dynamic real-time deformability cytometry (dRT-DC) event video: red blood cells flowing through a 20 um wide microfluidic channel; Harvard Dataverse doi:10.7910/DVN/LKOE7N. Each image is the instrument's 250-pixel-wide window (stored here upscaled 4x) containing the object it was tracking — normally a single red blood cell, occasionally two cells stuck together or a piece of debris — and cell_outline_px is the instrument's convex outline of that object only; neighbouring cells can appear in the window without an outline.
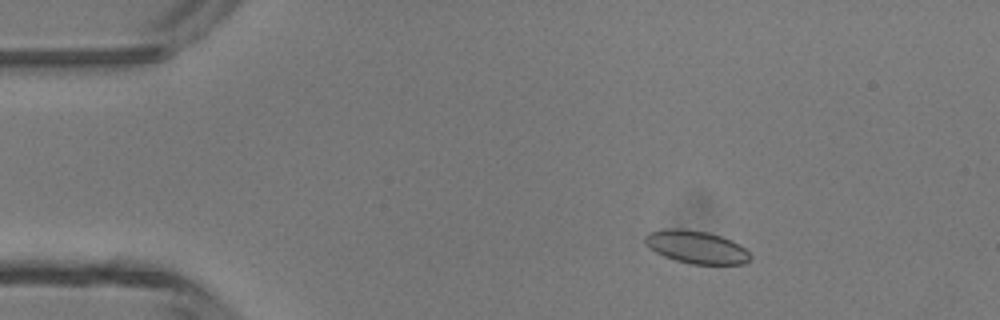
{"species": "common noctule bat (a hibernating species)", "species_latin": "Nyctalus noctula", "temperature_condition": "room temperature", "stored_images_in_passage": 47, "camera_frame_rate_fps": 3000, "um_per_image_px": 0.085, "animal": {"sex": "male", "body_mass_g": 13.3}, "frame": {"image": 1, "passage_image": 7, "time_ms": 2.0, "image_size_px": [1000, 320], "cell_outline_px": [[752, 256], [744, 264], [688, 264], [664, 256], [648, 248], [644, 244], [644, 236], [648, 232], [664, 228], [680, 228], [708, 232], [732, 240], [744, 248]], "centroid_in_image_um": [59.13, 20.99], "position_along_channel_um": 25.9, "area_um2": 20.29}}
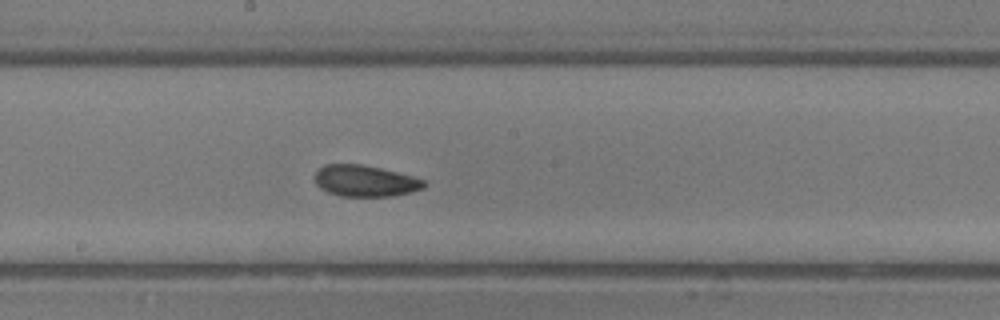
{"frame": {"image": 2, "passage_image": 25, "time_ms": 8.0, "image_size_px": [1000, 320], "cell_outline_px": [[428, 184], [424, 188], [412, 192], [392, 196], [340, 196], [328, 192], [320, 188], [316, 184], [316, 172], [324, 164], [360, 164], [380, 168], [412, 176], [424, 180]], "centroid_in_image_um": [31.06, 15.38], "position_along_channel_um": 217.1, "area_um2": 19.88}}
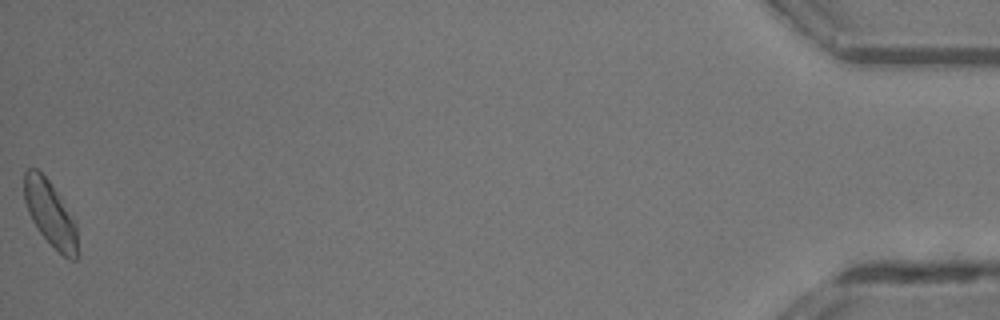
{"frame": {"image": 3, "passage_image": 47, "time_ms": 15.333, "image_size_px": [1000, 320], "cell_outline_px": [[76, 260], [68, 260], [36, 228], [28, 212], [24, 200], [24, 172], [28, 168], [36, 168], [48, 180], [60, 196], [76, 220]], "centroid_in_image_um": [4.26, 18.12], "position_along_channel_um": 430.9, "area_um2": 20.06}, "authors_computed_cell_mechanics": {"area_um2": 19.9988, "velocity_mm_per_s": 4.3411, "shape_relaxation_time_tau1_ms": 7.8762, "shape_relaxation_time_tau2_ms": 5.3246, "deformation_change_tau1": 0.1321, "deformation_change_tau2": 0.1292}}